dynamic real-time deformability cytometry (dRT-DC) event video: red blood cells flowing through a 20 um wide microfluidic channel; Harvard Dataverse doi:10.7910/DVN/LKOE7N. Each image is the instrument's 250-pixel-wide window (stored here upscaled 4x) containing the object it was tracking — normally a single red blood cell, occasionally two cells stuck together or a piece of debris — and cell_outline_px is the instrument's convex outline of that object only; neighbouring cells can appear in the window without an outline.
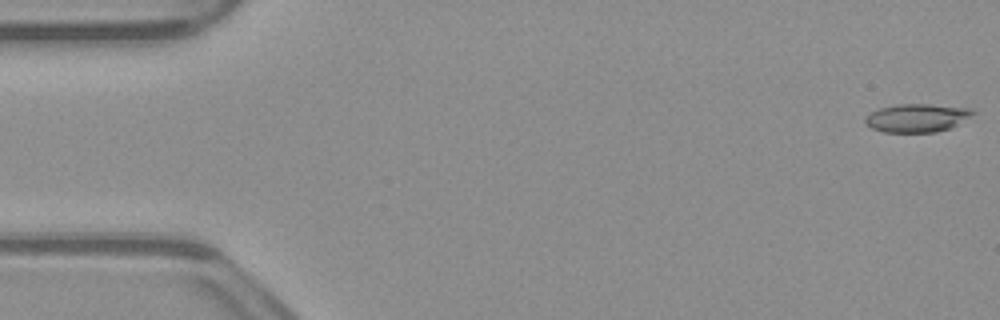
{"species": "common noctule bat (a hibernating species)", "species_latin": "Nyctalus noctula", "temperature_condition": "warm", "stored_images_in_passage": 48, "camera_frame_rate_fps": 3000, "um_per_image_px": 0.085, "animal": {"sex": "male", "body_mass_g": 23.1, "forearm_length_mm": 52.7}, "frame": {"image": 1, "passage_image": 1, "time_ms": 0.0, "image_size_px": [1000, 320], "cell_outline_px": [[976, 112], [956, 124], [948, 128], [936, 132], [884, 132], [872, 128], [864, 120], [864, 116], [880, 108], [896, 104], [928, 104], [972, 108]], "centroid_in_image_um": [77.91, 10.01], "position_along_channel_um": 7.1, "area_um2": 17.51}}
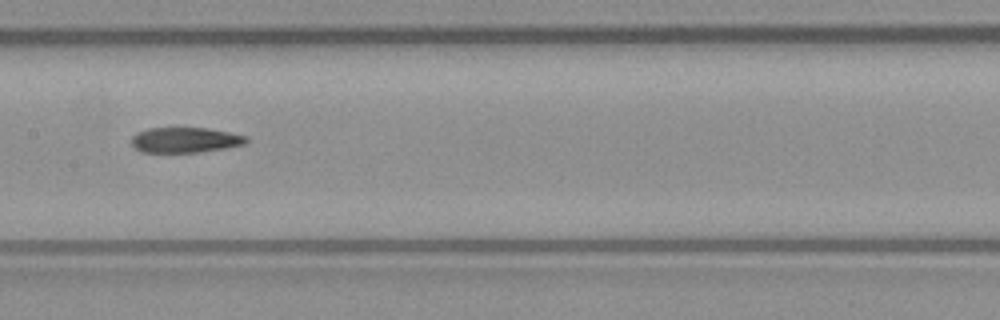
{"frame": {"image": 2, "passage_image": 26, "time_ms": 8.333, "image_size_px": [1000, 320], "cell_outline_px": [[248, 140], [244, 144], [224, 148], [200, 152], [140, 152], [132, 144], [132, 136], [136, 132], [148, 128], [208, 128], [248, 136]], "centroid_in_image_um": [15.72, 11.89], "position_along_channel_um": 191.7, "area_um2": 16.88}}
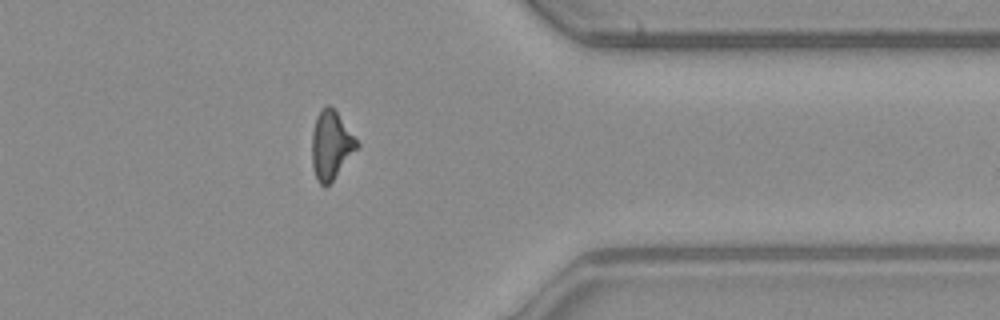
{"frame": {"image": 3, "passage_image": 42, "time_ms": 13.667, "image_size_px": [1000, 320], "cell_outline_px": [[360, 144], [332, 180], [324, 188], [316, 180], [312, 168], [312, 132], [316, 116], [328, 104], [336, 112]], "centroid_in_image_um": [28.1, 12.36], "position_along_channel_um": 383.3, "area_um2": 17.51}}